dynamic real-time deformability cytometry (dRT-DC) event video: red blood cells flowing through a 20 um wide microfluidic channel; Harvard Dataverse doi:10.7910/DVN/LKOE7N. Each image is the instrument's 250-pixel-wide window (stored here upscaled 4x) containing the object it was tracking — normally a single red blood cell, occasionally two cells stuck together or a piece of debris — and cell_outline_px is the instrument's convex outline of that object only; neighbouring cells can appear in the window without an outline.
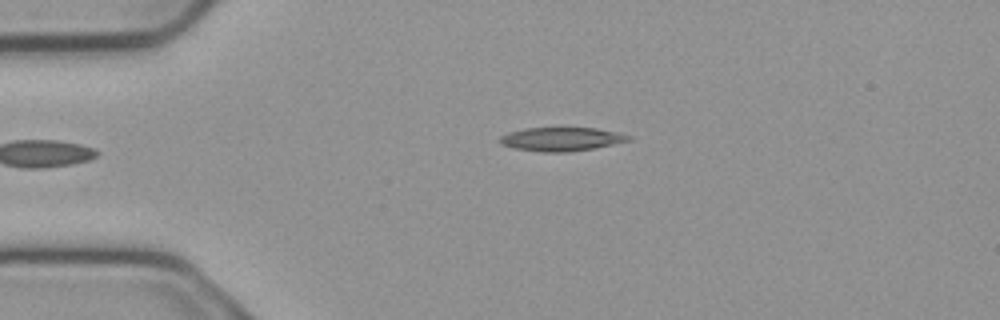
{"species": "common noctule bat (a hibernating species)", "species_latin": "Nyctalus noctula", "temperature_condition": "cold", "stored_images_in_passage": 2, "camera_frame_rate_fps": 3000, "um_per_image_px": 0.085, "animal": {"sex": "male", "body_mass_g": 23.1, "forearm_length_mm": 52.7}, "frame": {"image": 1, "passage_image": 2, "time_ms": 0.333, "image_size_px": [1000, 320], "cell_outline_px": [[632, 140], [596, 148], [568, 152], [544, 152], [516, 148], [500, 144], [500, 136], [508, 132], [524, 128], [596, 128], [616, 132], [632, 136]], "centroid_in_image_um": [47.74, 11.82], "position_along_channel_um": 37.3, "area_um2": 17.74}}